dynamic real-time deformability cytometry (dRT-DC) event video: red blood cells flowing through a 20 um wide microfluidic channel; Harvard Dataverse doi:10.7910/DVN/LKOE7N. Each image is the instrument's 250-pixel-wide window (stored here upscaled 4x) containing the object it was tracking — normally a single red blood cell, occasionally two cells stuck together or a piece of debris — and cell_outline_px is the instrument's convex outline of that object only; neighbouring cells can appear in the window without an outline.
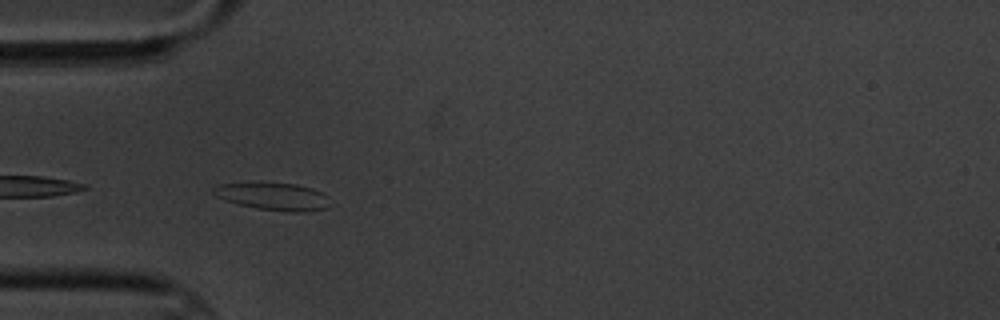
{"species": "common noctule bat (a hibernating species)", "species_latin": "Nyctalus noctula", "temperature_condition": "cold", "stored_images_in_passage": 5, "camera_frame_rate_fps": 3000, "um_per_image_px": 0.085, "animal": {"sex": "male", "body_mass_g": 20.1, "forearm_length_mm": 53.5}, "frame": {"image": 1, "passage_image": 4, "time_ms": 3.667, "image_size_px": [1000, 320], "cell_outline_px": [[328, 196], [324, 208], [304, 212], [288, 212], [256, 208], [240, 204], [216, 196], [212, 192], [212, 188], [216, 184], [296, 184], [312, 188]], "centroid_in_image_um": [23.21, 16.71], "position_along_channel_um": 61.8, "area_um2": 17.92}}